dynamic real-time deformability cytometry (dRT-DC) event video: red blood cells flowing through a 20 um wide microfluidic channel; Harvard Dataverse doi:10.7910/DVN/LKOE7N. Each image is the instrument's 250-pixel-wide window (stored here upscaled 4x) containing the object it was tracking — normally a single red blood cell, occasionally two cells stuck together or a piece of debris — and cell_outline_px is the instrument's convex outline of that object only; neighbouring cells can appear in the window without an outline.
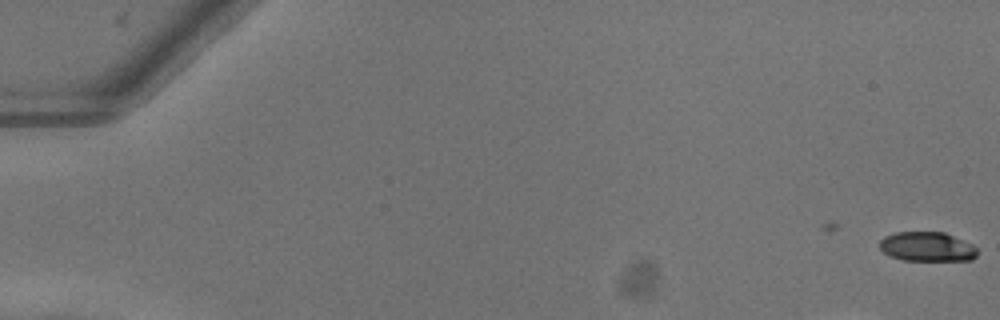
{"species": "common noctule bat (a hibernating species)", "species_latin": "Nyctalus noctula", "temperature_condition": "warm", "stored_images_in_passage": 42, "camera_frame_rate_fps": 3000, "um_per_image_px": 0.085, "animal": {"sex": "female"}, "frame": {"image": 1, "passage_image": 1, "time_ms": 0.0, "image_size_px": [1000, 320], "cell_outline_px": [[976, 256], [972, 260], [904, 260], [892, 256], [884, 252], [880, 248], [880, 240], [884, 236], [896, 232], [944, 232], [972, 244], [976, 248]], "centroid_in_image_um": [78.8, 20.96], "position_along_channel_um": 6.2, "area_um2": 16.59}, "authors_computed_cell_mechanics": {"area_um2": 22.2819, "velocity_mm_per_s": 4.0199, "shape_relaxation_time_tau1_ms": 3.1061, "shape_relaxation_time_tau2_ms": 4.5757, "deformation_change_tau1": 0.153, "deformation_change_tau2": 0.097}}